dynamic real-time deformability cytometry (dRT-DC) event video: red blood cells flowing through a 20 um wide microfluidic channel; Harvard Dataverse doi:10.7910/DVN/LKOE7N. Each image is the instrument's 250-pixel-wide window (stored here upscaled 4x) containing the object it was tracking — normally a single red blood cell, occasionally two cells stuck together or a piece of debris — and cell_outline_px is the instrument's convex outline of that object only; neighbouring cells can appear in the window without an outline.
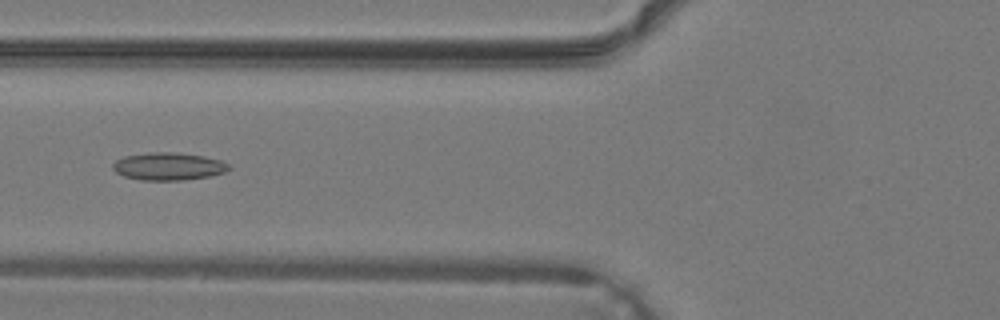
{"species": "common noctule bat (a hibernating species)", "species_latin": "Nyctalus noctula", "temperature_condition": "warm", "stored_images_in_passage": 39, "camera_frame_rate_fps": 3000, "um_per_image_px": 0.085, "animal": {"sex": "male", "body_mass_g": 19.2, "forearm_length_mm": 51.8}, "frame": {"image": 1, "passage_image": 16, "time_ms": 5.0, "image_size_px": [1000, 320], "cell_outline_px": [[232, 168], [224, 172], [208, 176], [180, 180], [140, 180], [124, 176], [116, 172], [112, 168], [112, 164], [116, 160], [124, 156], [148, 152], [176, 152], [204, 156], [220, 160], [232, 164]], "centroid_in_image_um": [14.32, 14.13], "position_along_channel_um": 111.5, "area_um2": 18.79}}
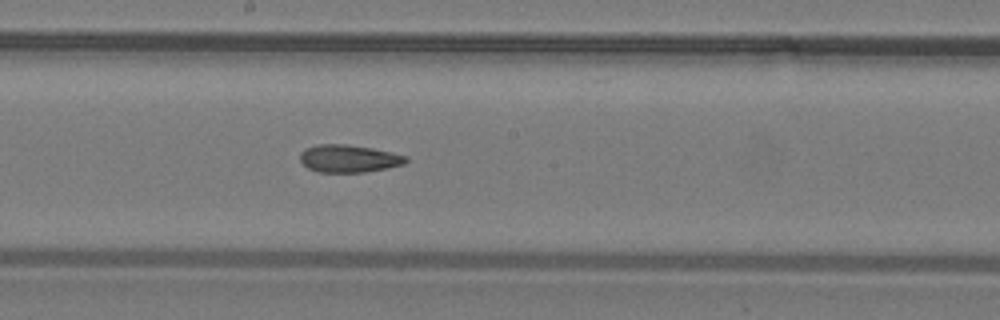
{"frame": {"image": 2, "passage_image": 22, "time_ms": 7.0, "image_size_px": [1000, 320], "cell_outline_px": [[408, 160], [404, 164], [388, 168], [364, 172], [316, 172], [308, 168], [300, 160], [300, 152], [304, 148], [316, 144], [348, 144], [372, 148], [408, 156]], "centroid_in_image_um": [29.63, 13.47], "position_along_channel_um": 218.6, "area_um2": 17.17}}
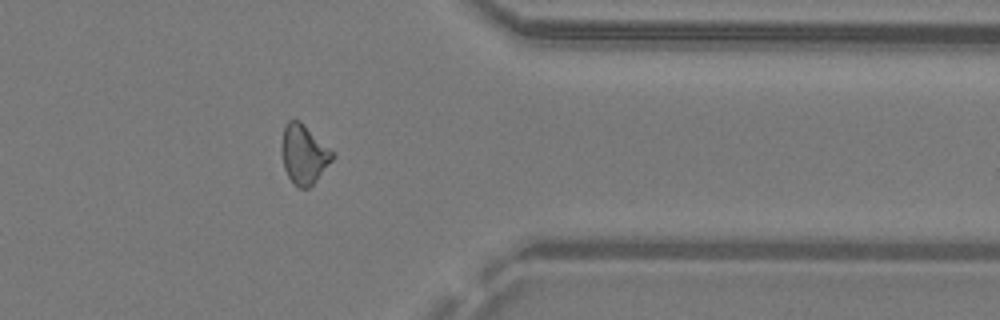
{"frame": {"image": 3, "passage_image": 32, "time_ms": 10.333, "image_size_px": [1000, 320], "cell_outline_px": [[336, 156], [316, 180], [308, 188], [300, 188], [292, 184], [284, 168], [280, 148], [280, 144], [284, 124], [288, 120], [300, 120], [336, 152]], "centroid_in_image_um": [25.83, 13.08], "position_along_channel_um": 385.6, "area_um2": 18.09}}